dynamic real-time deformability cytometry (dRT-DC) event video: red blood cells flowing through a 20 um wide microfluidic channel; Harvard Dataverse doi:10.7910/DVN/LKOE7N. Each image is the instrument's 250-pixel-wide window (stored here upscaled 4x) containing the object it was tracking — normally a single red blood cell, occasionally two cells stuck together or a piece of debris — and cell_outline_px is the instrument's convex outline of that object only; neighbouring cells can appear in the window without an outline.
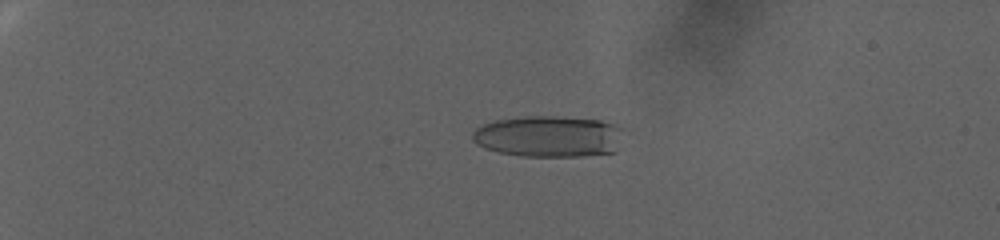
{"species": "human", "species_latin": "Homo sapiens", "temperature_condition": "warm", "stored_images_in_passage": 103, "camera_frame_rate_fps": 3000, "um_per_image_px": 0.085, "donor": {"sex": "female"}, "frame": {"image": 1, "passage_image": 29, "time_ms": 9.333, "image_size_px": [1000, 240], "cell_outline_px": [[624, 128], [616, 152], [580, 156], [520, 156], [500, 152], [484, 148], [476, 144], [472, 140], [472, 132], [476, 128], [484, 124], [496, 120], [524, 116], [556, 116], [600, 120], [616, 124]], "centroid_in_image_um": [46.66, 11.59], "position_along_channel_um": 38.3, "area_um2": 36.7}}
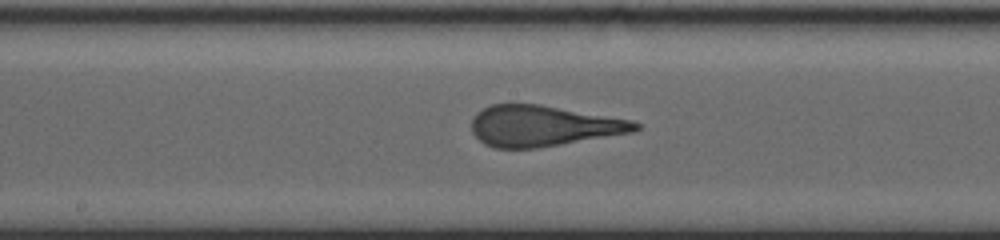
{"frame": {"image": 2, "passage_image": 64, "time_ms": 21.0, "image_size_px": [1000, 240], "cell_outline_px": [[640, 128], [632, 132], [536, 148], [492, 148], [484, 144], [472, 132], [472, 116], [476, 112], [492, 104], [540, 104], [632, 120], [640, 124]], "centroid_in_image_um": [46.13, 10.7], "position_along_channel_um": 202.1, "area_um2": 38.73}}
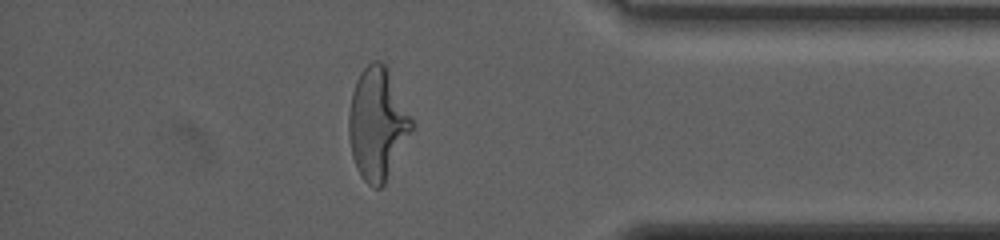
{"frame": {"image": 3, "passage_image": 93, "time_ms": 30.667, "image_size_px": [1000, 240], "cell_outline_px": [[416, 124], [384, 184], [380, 188], [376, 188], [368, 184], [360, 176], [356, 168], [352, 156], [348, 136], [348, 112], [352, 92], [356, 80], [360, 72], [372, 60], [380, 60], [388, 68]], "centroid_in_image_um": [32.08, 10.5], "position_along_channel_um": 403.1, "area_um2": 41.5}}